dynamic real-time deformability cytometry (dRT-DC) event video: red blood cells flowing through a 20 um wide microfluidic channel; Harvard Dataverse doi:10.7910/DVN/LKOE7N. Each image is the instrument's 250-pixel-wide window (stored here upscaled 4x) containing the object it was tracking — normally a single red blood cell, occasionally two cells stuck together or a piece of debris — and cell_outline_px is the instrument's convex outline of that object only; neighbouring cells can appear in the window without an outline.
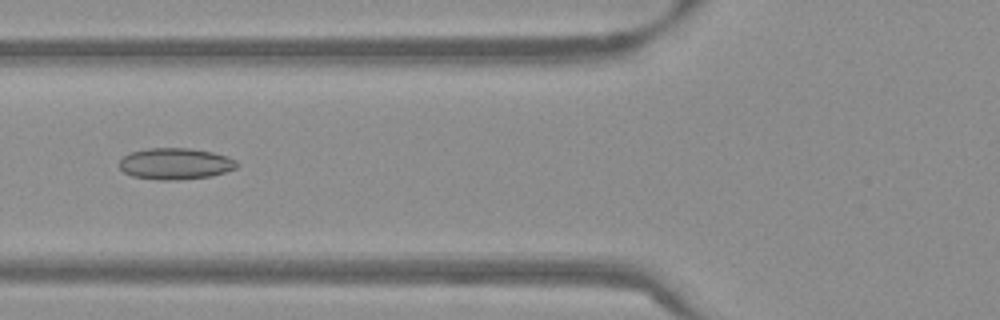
{"species": "Egyptian fruit bat (a non-hibernating species)", "species_latin": "Rousettus aegyptiacus", "temperature_condition": "warm", "stored_images_in_passage": 53, "camera_frame_rate_fps": 3000, "um_per_image_px": 0.085, "frame": {"image": 1, "passage_image": 21, "time_ms": 6.667, "image_size_px": [1000, 320], "cell_outline_px": [[240, 164], [236, 168], [212, 176], [180, 180], [160, 180], [132, 176], [124, 172], [120, 168], [120, 160], [124, 156], [132, 152], [148, 148], [192, 148], [212, 152], [228, 156], [236, 160]], "centroid_in_image_um": [14.94, 13.92], "position_along_channel_um": 110.9, "area_um2": 21.62}}
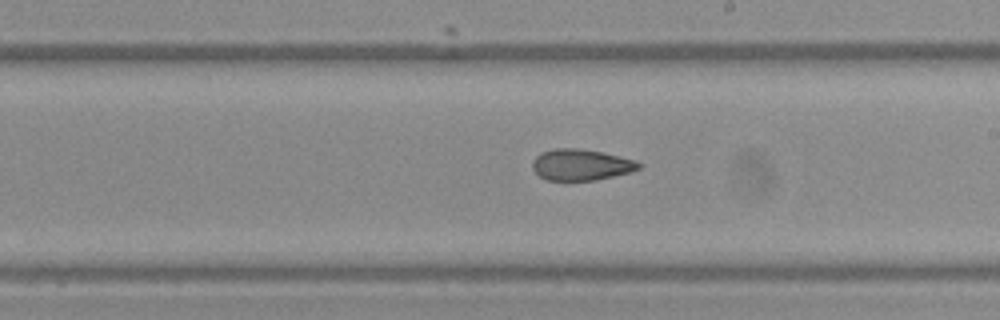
{"frame": {"image": 2, "passage_image": 31, "time_ms": 10.0, "image_size_px": [1000, 320], "cell_outline_px": [[644, 164], [640, 168], [632, 172], [596, 180], [544, 180], [532, 168], [532, 160], [540, 152], [556, 148], [576, 148], [600, 152], [636, 160]], "centroid_in_image_um": [49.39, 14.01], "position_along_channel_um": 239.6, "area_um2": 19.42}}
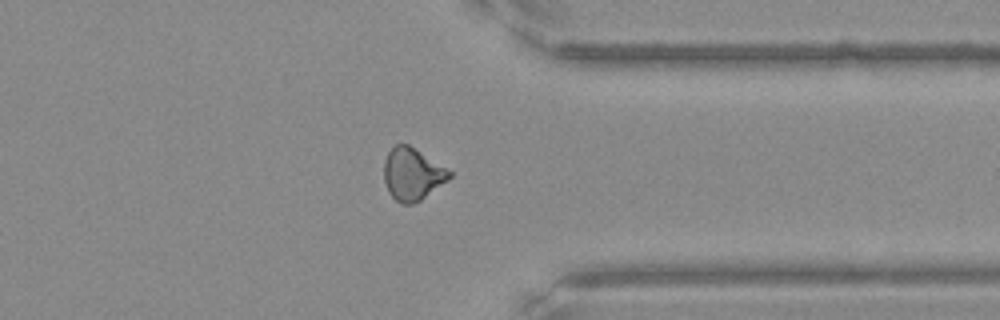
{"frame": {"image": 3, "passage_image": 42, "time_ms": 13.667, "image_size_px": [1000, 320], "cell_outline_px": [[452, 176], [448, 180], [420, 200], [412, 204], [404, 204], [396, 200], [388, 192], [384, 180], [384, 160], [388, 152], [396, 144], [408, 144], [452, 172]], "centroid_in_image_um": [35.03, 14.8], "position_along_channel_um": 376.4, "area_um2": 19.65}, "authors_computed_cell_mechanics": {"area_um2": 20.519, "velocity_mm_per_s": 3.8495, "shape_relaxation_time_tau1_ms": null, "shape_relaxation_time_tau2_ms": 2.791, "deformation_change_tau1": null, "deformation_change_tau2": 0.0942}}